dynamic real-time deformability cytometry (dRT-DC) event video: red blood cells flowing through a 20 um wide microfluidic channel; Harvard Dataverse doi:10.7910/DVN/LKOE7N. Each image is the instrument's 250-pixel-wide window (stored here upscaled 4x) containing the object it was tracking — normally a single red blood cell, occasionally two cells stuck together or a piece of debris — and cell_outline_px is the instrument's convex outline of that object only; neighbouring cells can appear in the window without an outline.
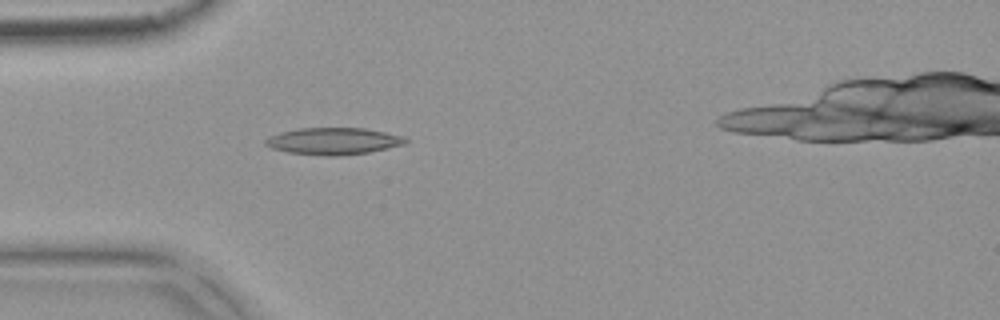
{"species": "common noctule bat (a hibernating species)", "species_latin": "Nyctalus noctula", "temperature_condition": "warm", "stored_images_in_passage": 51, "camera_frame_rate_fps": 3000, "um_per_image_px": 0.085, "animal": {"sex": "female", "body_mass_g": 18.4}, "frame": {"image": 1, "passage_image": 16, "time_ms": 5.0, "image_size_px": [1000, 320], "cell_outline_px": [[408, 140], [404, 144], [388, 148], [368, 152], [336, 156], [324, 156], [288, 152], [272, 148], [264, 144], [264, 140], [268, 136], [280, 132], [300, 128], [364, 128], [404, 136]], "centroid_in_image_um": [28.31, 11.99], "position_along_channel_um": 56.7, "area_um2": 21.91}}
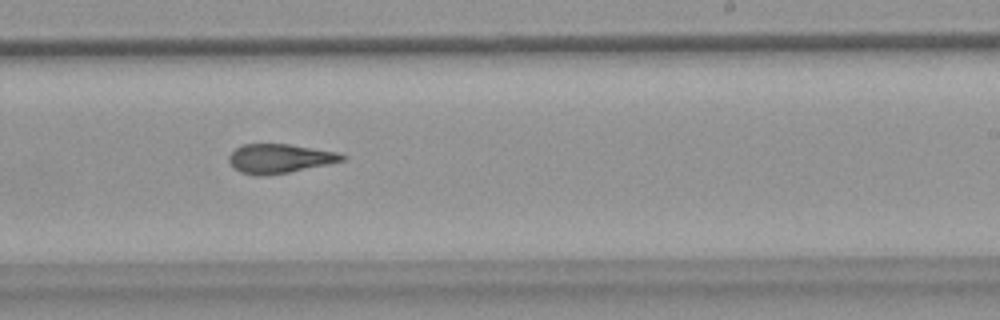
{"frame": {"image": 2, "passage_image": 33, "time_ms": 10.667, "image_size_px": [1000, 320], "cell_outline_px": [[348, 156], [344, 160], [328, 164], [288, 172], [264, 176], [256, 176], [240, 172], [232, 168], [228, 160], [228, 156], [236, 148], [244, 144], [288, 144], [340, 152]], "centroid_in_image_um": [23.76, 13.48], "position_along_channel_um": 265.2, "area_um2": 19.36}}
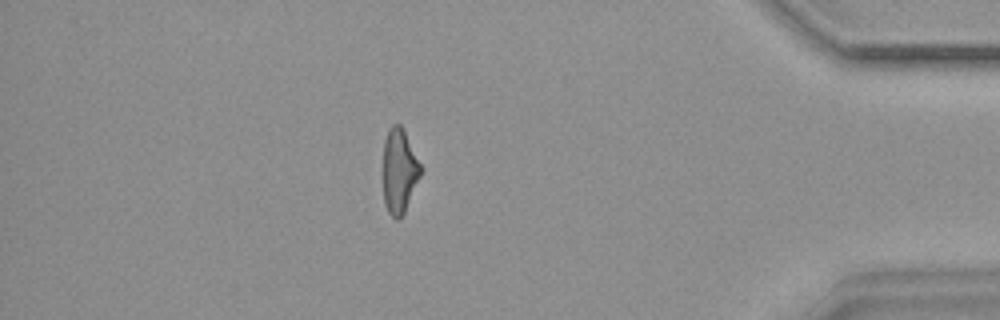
{"frame": {"image": 3, "passage_image": 47, "time_ms": 15.333, "image_size_px": [1000, 320], "cell_outline_px": [[420, 176], [404, 212], [396, 220], [388, 212], [384, 204], [384, 140], [388, 128], [392, 124], [400, 124], [404, 128], [420, 164]], "centroid_in_image_um": [33.92, 14.49], "position_along_channel_um": 401.3, "area_um2": 18.21}}